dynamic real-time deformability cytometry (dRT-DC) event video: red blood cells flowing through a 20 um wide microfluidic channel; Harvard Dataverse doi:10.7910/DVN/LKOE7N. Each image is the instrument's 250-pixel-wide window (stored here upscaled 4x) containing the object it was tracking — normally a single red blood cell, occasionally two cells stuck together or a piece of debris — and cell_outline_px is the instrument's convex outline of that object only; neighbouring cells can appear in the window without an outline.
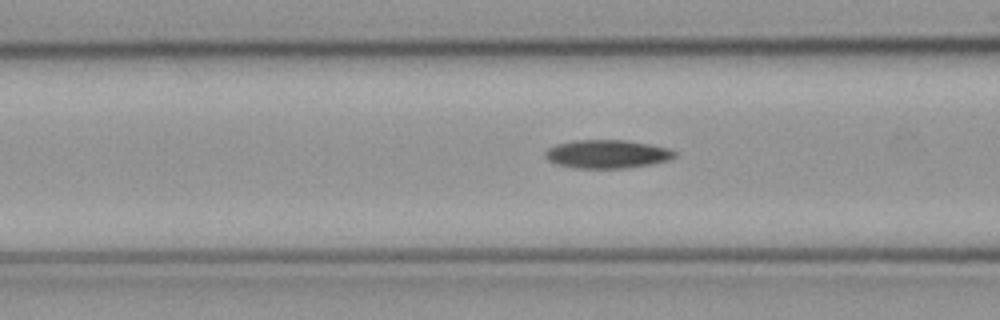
{"species": "common noctule bat (a hibernating species)", "species_latin": "Nyctalus noctula", "temperature_condition": "cold", "stored_images_in_passage": 8, "camera_frame_rate_fps": 3000, "um_per_image_px": 0.085, "animal": {"sex": "male", "body_mass_g": 23.1, "forearm_length_mm": 52.7}, "frame": {"image": 1, "passage_image": 5, "time_ms": 1.333, "image_size_px": [1000, 320], "cell_outline_px": [[676, 156], [668, 160], [648, 164], [624, 168], [576, 168], [556, 164], [548, 160], [544, 156], [544, 152], [548, 148], [556, 144], [576, 140], [624, 140], [648, 144], [668, 148], [676, 152]], "centroid_in_image_um": [51.56, 13.09], "position_along_channel_um": 115.0, "area_um2": 21.27}}